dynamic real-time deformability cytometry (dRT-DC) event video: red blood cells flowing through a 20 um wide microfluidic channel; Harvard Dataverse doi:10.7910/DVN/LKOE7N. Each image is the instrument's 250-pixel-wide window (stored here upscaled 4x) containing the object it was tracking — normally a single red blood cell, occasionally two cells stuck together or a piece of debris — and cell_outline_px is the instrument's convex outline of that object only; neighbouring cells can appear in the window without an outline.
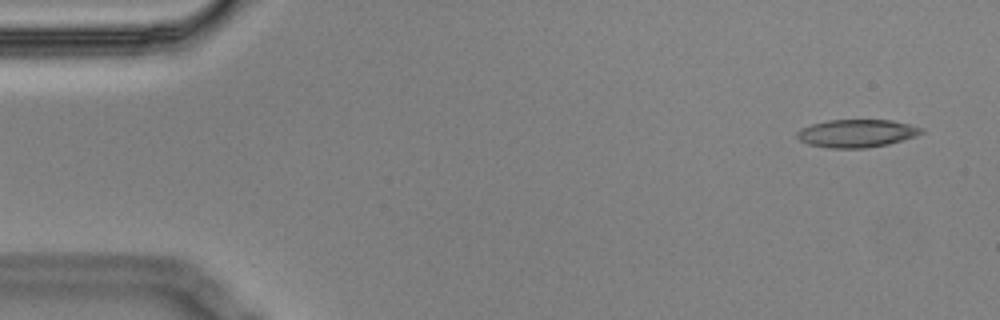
{"species": "Egyptian fruit bat (a non-hibernating species)", "species_latin": "Rousettus aegyptiacus", "temperature_condition": "cold", "stored_images_in_passage": 5, "camera_frame_rate_fps": 3000, "um_per_image_px": 0.085, "animal": {"sex": "male"}, "frame": {"image": 1, "passage_image": 1, "time_ms": 0.0, "image_size_px": [1000, 320], "cell_outline_px": [[924, 132], [916, 136], [888, 144], [864, 148], [828, 148], [808, 144], [800, 140], [796, 136], [796, 132], [800, 128], [812, 124], [828, 120], [892, 120], [924, 128]], "centroid_in_image_um": [72.81, 11.33], "position_along_channel_um": 12.2, "area_um2": 20.23}}
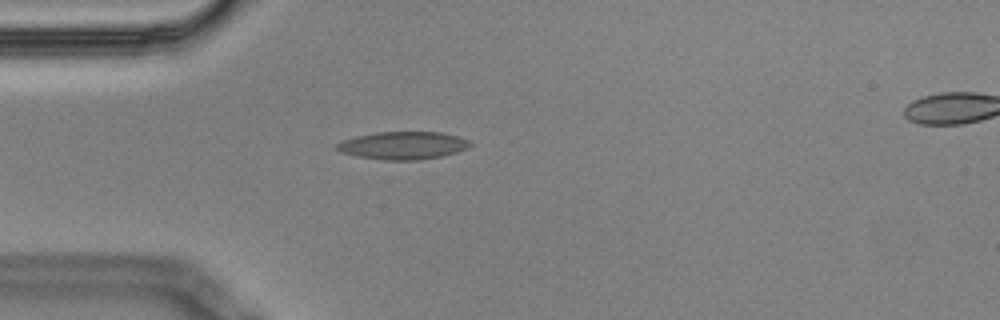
{"frame": {"image": 2, "passage_image": 4, "time_ms": 1.0, "image_size_px": [1000, 320], "cell_outline_px": [[472, 144], [468, 148], [456, 152], [440, 156], [416, 160], [384, 160], [356, 156], [340, 152], [336, 148], [336, 144], [344, 140], [356, 136], [376, 132], [440, 132], [456, 136], [468, 140]], "centroid_in_image_um": [34.23, 12.36], "position_along_channel_um": 50.8, "area_um2": 21.39}}